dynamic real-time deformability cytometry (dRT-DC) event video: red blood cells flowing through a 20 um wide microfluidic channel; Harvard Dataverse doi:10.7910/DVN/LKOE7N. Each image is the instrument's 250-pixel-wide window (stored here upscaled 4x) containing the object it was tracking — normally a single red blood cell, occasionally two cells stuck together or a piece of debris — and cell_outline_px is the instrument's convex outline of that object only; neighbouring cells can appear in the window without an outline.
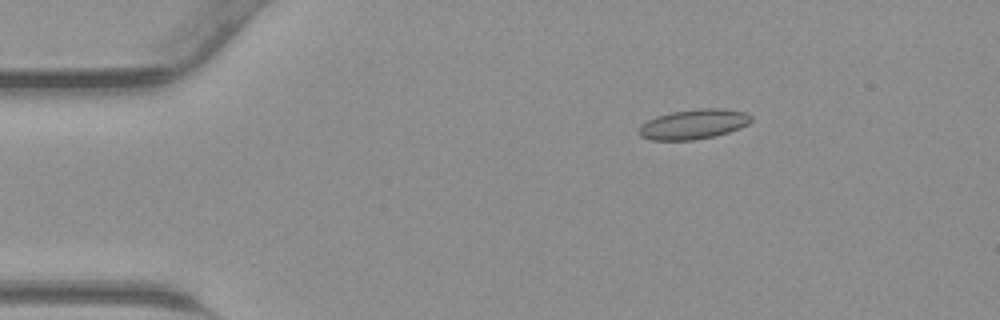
{"species": "common noctule bat (a hibernating species)", "species_latin": "Nyctalus noctula", "temperature_condition": "warm", "stored_images_in_passage": 45, "camera_frame_rate_fps": 3000, "um_per_image_px": 0.085, "animal": {"sex": "male", "body_mass_g": 23.1, "forearm_length_mm": 52.7}, "frame": {"image": 1, "passage_image": 8, "time_ms": 2.333, "image_size_px": [1000, 320], "cell_outline_px": [[752, 120], [748, 124], [740, 128], [716, 136], [692, 140], [652, 140], [640, 136], [636, 132], [640, 124], [656, 116], [672, 112], [700, 108], [724, 108], [744, 112], [752, 116]], "centroid_in_image_um": [58.93, 10.56], "position_along_channel_um": 26.1, "area_um2": 19.71}}
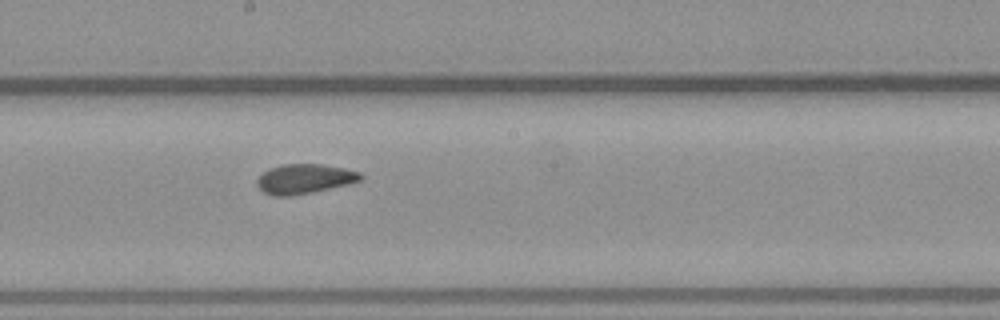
{"frame": {"image": 2, "passage_image": 25, "time_ms": 8.0, "image_size_px": [1000, 320], "cell_outline_px": [[364, 176], [360, 180], [348, 184], [312, 192], [288, 196], [272, 196], [264, 192], [256, 184], [256, 180], [268, 168], [284, 164], [320, 164], [344, 168], [360, 172]], "centroid_in_image_um": [25.87, 15.2], "position_along_channel_um": 222.3, "area_um2": 17.8}}
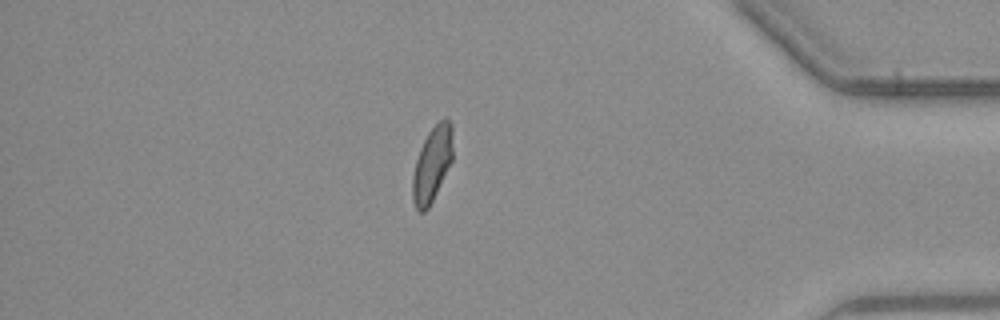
{"frame": {"image": 3, "passage_image": 39, "time_ms": 12.667, "image_size_px": [1000, 320], "cell_outline_px": [[452, 160], [428, 208], [424, 212], [420, 212], [416, 208], [412, 200], [412, 176], [416, 160], [420, 148], [428, 132], [444, 116], [448, 116], [452, 124]], "centroid_in_image_um": [36.72, 13.91], "position_along_channel_um": 398.5, "area_um2": 17.51}}